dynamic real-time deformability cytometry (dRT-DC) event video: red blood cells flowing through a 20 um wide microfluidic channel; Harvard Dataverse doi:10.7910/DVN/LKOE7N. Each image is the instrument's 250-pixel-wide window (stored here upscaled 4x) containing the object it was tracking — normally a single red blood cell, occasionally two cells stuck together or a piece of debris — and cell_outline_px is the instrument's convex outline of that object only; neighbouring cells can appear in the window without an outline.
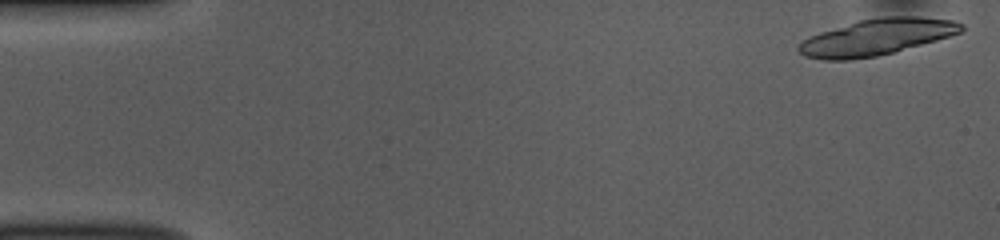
{"species": "common noctule bat (a hibernating species)", "species_latin": "Nyctalus noctula", "temperature_condition": "room temperature", "stored_images_in_passage": 28, "camera_frame_rate_fps": 3000, "um_per_image_px": 0.085, "animal": {"sex": "female", "body_mass_g": 10.0, "forearm_length_mm": 53.1}, "frame": {"image": 1, "passage_image": 1, "time_ms": 0.0, "image_size_px": [1000, 240], "cell_outline_px": [[964, 28], [960, 32], [936, 40], [896, 52], [876, 56], [848, 60], [824, 60], [804, 56], [796, 48], [800, 40], [808, 36], [820, 32], [860, 20], [880, 16], [920, 16], [956, 20], [964, 24]], "centroid_in_image_um": [74.5, 3.15], "position_along_channel_um": 10.5, "area_um2": 34.62}}